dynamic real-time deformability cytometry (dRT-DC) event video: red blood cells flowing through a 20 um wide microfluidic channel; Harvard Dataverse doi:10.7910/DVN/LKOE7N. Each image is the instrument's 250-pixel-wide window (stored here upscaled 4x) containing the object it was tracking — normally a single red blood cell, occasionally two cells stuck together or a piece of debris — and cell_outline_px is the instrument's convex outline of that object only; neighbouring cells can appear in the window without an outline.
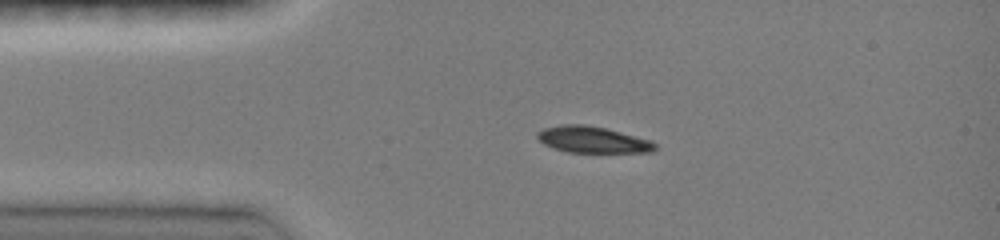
{"species": "common noctule bat (a hibernating species)", "species_latin": "Nyctalus noctula", "temperature_condition": "room temperature", "stored_images_in_passage": 38, "camera_frame_rate_fps": 3000, "um_per_image_px": 0.085, "animal": {"sex": "female", "body_mass_g": 19.0, "forearm_length_mm": 51.5}, "frame": {"image": 1, "passage_image": 1, "time_ms": 0.0, "image_size_px": [1000, 240], "cell_outline_px": [[656, 148], [652, 152], [568, 152], [552, 148], [544, 144], [536, 136], [536, 132], [544, 128], [560, 124], [584, 124], [604, 128], [652, 140], [656, 144]], "centroid_in_image_um": [50.35, 11.87], "position_along_channel_um": 34.7, "area_um2": 18.09}}
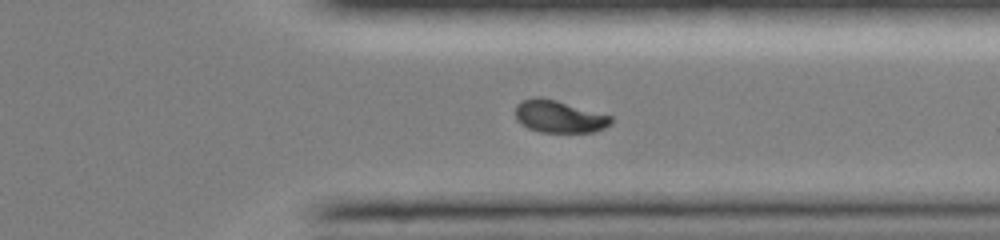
{"frame": {"image": 2, "passage_image": 27, "time_ms": 8.667, "image_size_px": [1000, 240], "cell_outline_px": [[612, 124], [604, 128], [592, 132], [540, 132], [528, 128], [516, 120], [516, 104], [524, 100], [536, 96], [540, 96], [556, 100], [612, 116]], "centroid_in_image_um": [47.52, 9.9], "position_along_channel_um": 363.9, "area_um2": 17.98}}
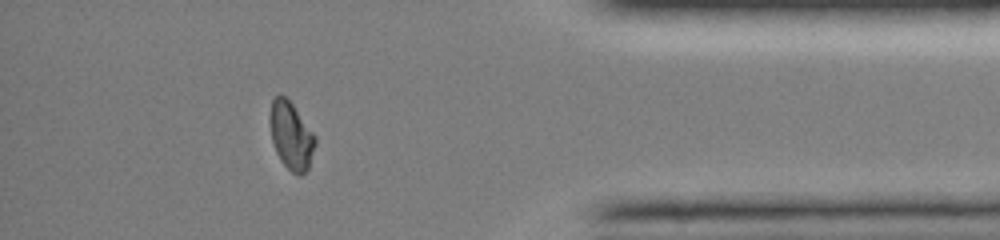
{"frame": {"image": 3, "passage_image": 32, "time_ms": 10.333, "image_size_px": [1000, 240], "cell_outline_px": [[316, 144], [308, 168], [300, 176], [292, 172], [280, 160], [276, 152], [272, 140], [268, 120], [272, 100], [276, 96], [284, 96], [292, 104], [316, 136]], "centroid_in_image_um": [24.73, 11.54], "position_along_channel_um": 410.5, "area_um2": 17.74}, "authors_computed_cell_mechanics": {"area_um2": 19.2763, "velocity_mm_per_s": 4.1074, "shape_relaxation_time_tau1_ms": 3.439, "shape_relaxation_time_tau2_ms": null, "deformation_change_tau1": 0.1468, "deformation_change_tau2": null}}